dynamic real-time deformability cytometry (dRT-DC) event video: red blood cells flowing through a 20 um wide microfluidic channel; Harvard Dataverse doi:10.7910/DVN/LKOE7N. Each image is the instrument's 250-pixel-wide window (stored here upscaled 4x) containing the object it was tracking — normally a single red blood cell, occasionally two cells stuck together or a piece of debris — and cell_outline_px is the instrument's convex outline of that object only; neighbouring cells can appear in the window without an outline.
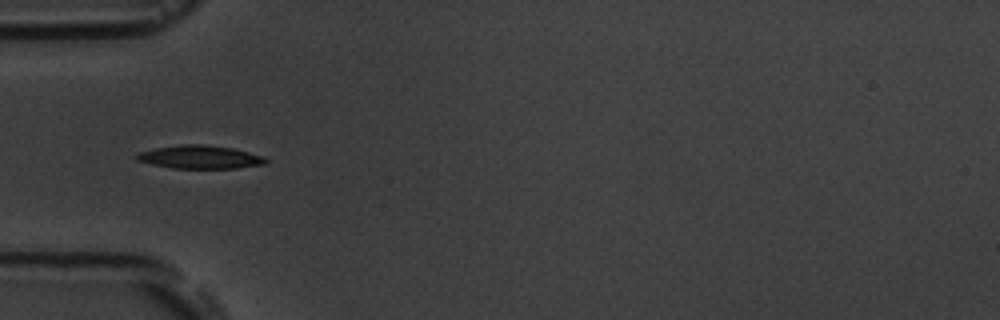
{"species": "common noctule bat (a hibernating species)", "species_latin": "Nyctalus noctula", "temperature_condition": "room temperature", "stored_images_in_passage": 10, "camera_frame_rate_fps": 3000, "um_per_image_px": 0.085, "animal": {"sex": "male", "body_mass_g": 19.5, "forearm_length_mm": 54.6}, "frame": {"image": 1, "passage_image": 4, "time_ms": 4.667, "image_size_px": [1000, 320], "cell_outline_px": [[268, 164], [236, 168], [172, 168], [152, 164], [136, 160], [132, 156], [136, 152], [156, 148], [180, 144], [204, 144], [232, 148], [264, 156], [268, 160]], "centroid_in_image_um": [16.97, 13.35], "position_along_channel_um": 68.0, "area_um2": 17.69}}
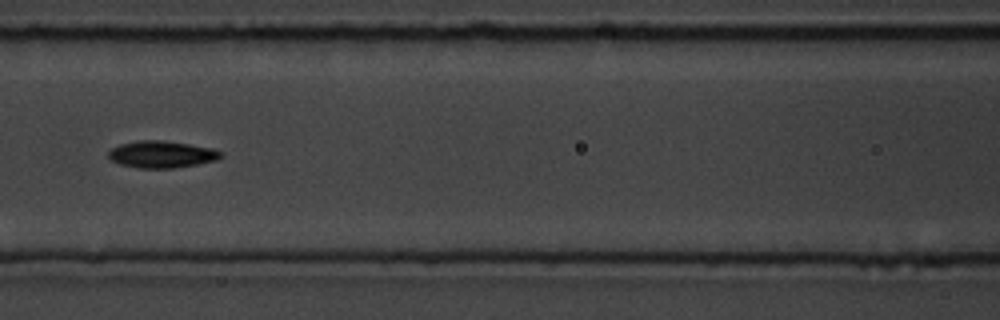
{"frame": {"image": 2, "passage_image": 6, "time_ms": 7.0, "image_size_px": [1000, 320], "cell_outline_px": [[224, 156], [216, 160], [196, 164], [172, 168], [140, 168], [120, 164], [112, 160], [108, 156], [108, 152], [112, 148], [120, 144], [140, 140], [164, 140], [212, 148], [224, 152]], "centroid_in_image_um": [13.76, 13.11], "position_along_channel_um": 152.8, "area_um2": 17.57}}
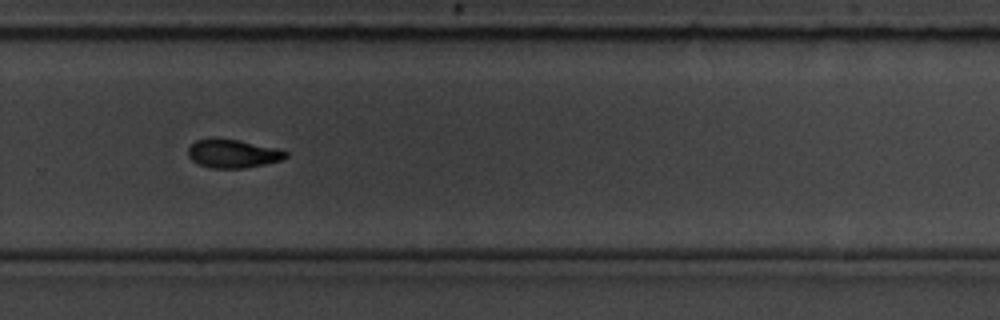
{"frame": {"image": 3, "passage_image": 10, "time_ms": 11.333, "image_size_px": [1000, 320], "cell_outline_px": [[288, 156], [280, 160], [264, 164], [244, 168], [212, 168], [200, 164], [192, 160], [188, 156], [188, 148], [196, 140], [236, 140], [280, 148], [288, 152]], "centroid_in_image_um": [19.84, 13.08], "position_along_channel_um": 310.0, "area_um2": 15.78}}